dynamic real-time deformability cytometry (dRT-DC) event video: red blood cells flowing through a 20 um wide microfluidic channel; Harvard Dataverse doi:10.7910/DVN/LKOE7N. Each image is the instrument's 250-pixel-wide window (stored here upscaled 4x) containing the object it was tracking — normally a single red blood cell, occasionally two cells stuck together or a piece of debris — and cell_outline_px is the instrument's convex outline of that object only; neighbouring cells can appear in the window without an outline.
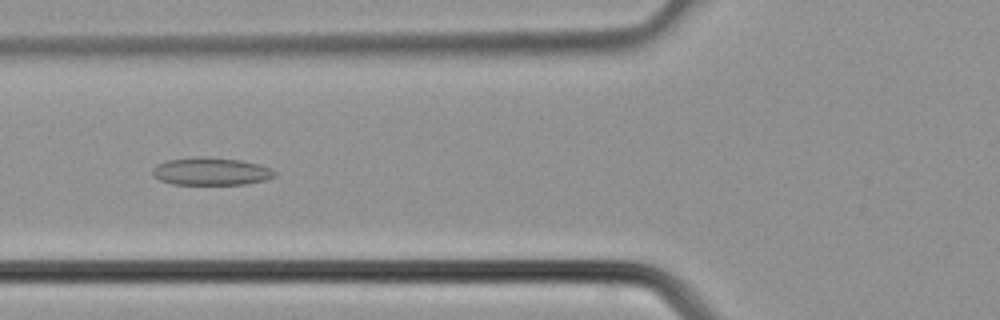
{"species": "common noctule bat (a hibernating species)", "species_latin": "Nyctalus noctula", "temperature_condition": "cold", "stored_images_in_passage": 37, "camera_frame_rate_fps": 3000, "um_per_image_px": 0.085, "animal": {"sex": "male", "body_mass_g": 21.5, "forearm_length_mm": 52.0}, "frame": {"image": 1, "passage_image": 14, "time_ms": 4.333, "image_size_px": [1000, 320], "cell_outline_px": [[276, 176], [268, 180], [244, 184], [172, 184], [160, 180], [152, 176], [152, 168], [168, 160], [196, 156], [208, 156], [240, 160], [272, 168], [276, 172]], "centroid_in_image_um": [17.95, 14.56], "position_along_channel_um": 107.8, "area_um2": 19.83}}
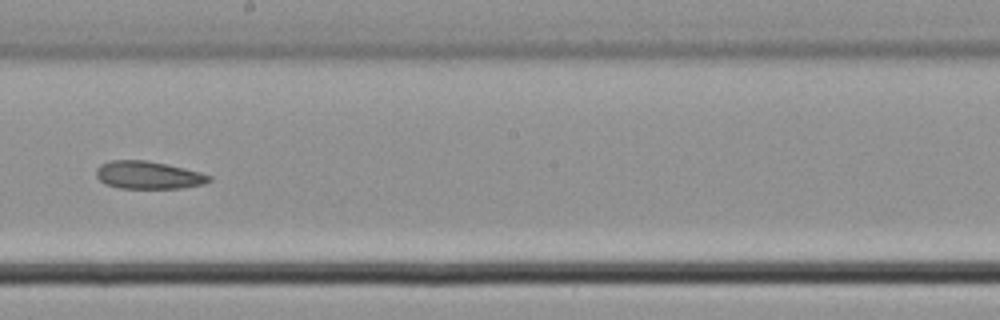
{"frame": {"image": 2, "passage_image": 21, "time_ms": 6.667, "image_size_px": [1000, 320], "cell_outline_px": [[212, 180], [204, 184], [180, 188], [120, 188], [104, 184], [96, 176], [96, 168], [100, 164], [112, 160], [144, 160], [184, 168], [200, 172], [212, 176]], "centroid_in_image_um": [12.59, 14.89], "position_along_channel_um": 235.6, "area_um2": 18.21}}
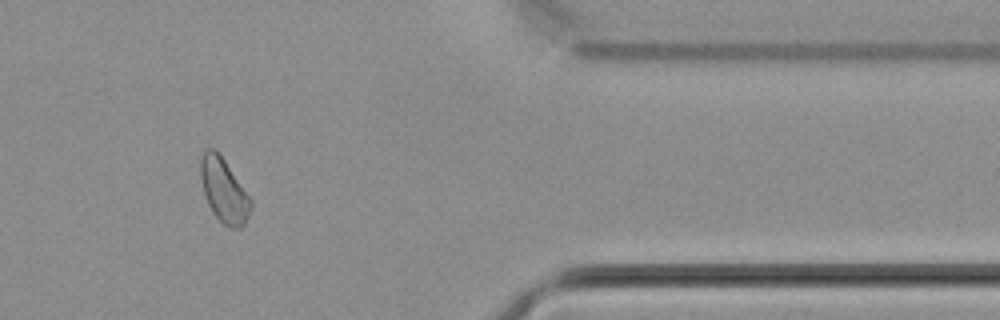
{"frame": {"image": 3, "passage_image": 31, "time_ms": 10.0, "image_size_px": [1000, 320], "cell_outline_px": [[252, 204], [248, 216], [244, 224], [240, 228], [232, 228], [224, 224], [212, 212], [208, 204], [204, 192], [200, 176], [200, 156], [208, 148], [212, 148], [224, 160], [252, 200]], "centroid_in_image_um": [19.02, 16.2], "position_along_channel_um": 392.4, "area_um2": 18.32}}